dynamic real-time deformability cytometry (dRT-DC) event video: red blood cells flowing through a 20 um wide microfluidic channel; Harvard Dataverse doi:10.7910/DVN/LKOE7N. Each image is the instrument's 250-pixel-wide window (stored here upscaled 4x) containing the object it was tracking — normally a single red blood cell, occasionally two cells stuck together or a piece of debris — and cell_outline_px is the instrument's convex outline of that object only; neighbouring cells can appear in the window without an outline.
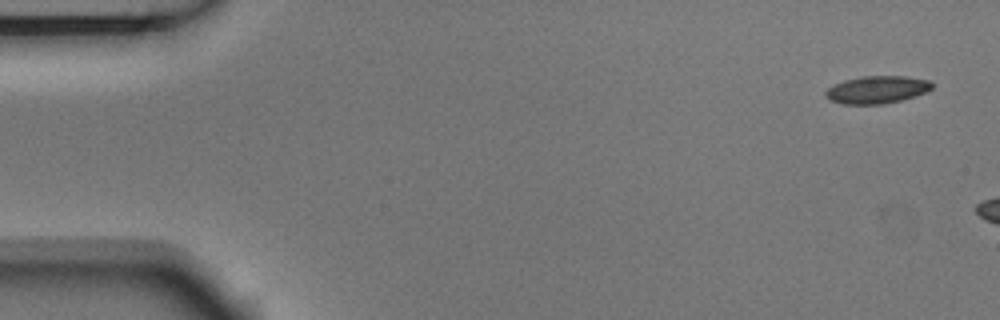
{"species": "Egyptian fruit bat (a non-hibernating species)", "species_latin": "Rousettus aegyptiacus", "temperature_condition": "room temperature", "stored_images_in_passage": 3, "camera_frame_rate_fps": 3000, "um_per_image_px": 0.085, "animal": {"sex": "male"}, "frame": {"image": 1, "passage_image": 1, "time_ms": 0.0, "image_size_px": [1000, 320], "cell_outline_px": [[932, 88], [916, 96], [884, 104], [844, 104], [832, 100], [824, 96], [824, 92], [832, 84], [844, 80], [860, 76], [904, 76], [932, 80]], "centroid_in_image_um": [74.53, 7.61], "position_along_channel_um": 10.5, "area_um2": 17.17}}